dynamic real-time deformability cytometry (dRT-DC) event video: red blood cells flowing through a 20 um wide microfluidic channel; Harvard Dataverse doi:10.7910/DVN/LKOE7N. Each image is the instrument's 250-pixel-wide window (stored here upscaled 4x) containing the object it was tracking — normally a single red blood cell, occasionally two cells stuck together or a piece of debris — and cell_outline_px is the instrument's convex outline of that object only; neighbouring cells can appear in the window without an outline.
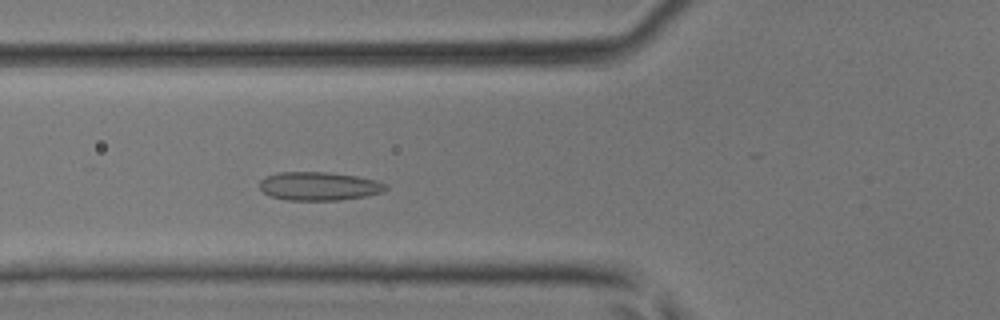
{"species": "common noctule bat (a hibernating species)", "species_latin": "Nyctalus noctula", "temperature_condition": "room temperature", "stored_images_in_passage": 41, "camera_frame_rate_fps": 3000, "um_per_image_px": 0.085, "animal": {"sex": "male", "body_mass_g": 17.9, "forearm_length_mm": 54.2}, "frame": {"image": 1, "passage_image": 13, "time_ms": 4.0, "image_size_px": [1000, 320], "cell_outline_px": [[388, 188], [380, 192], [364, 196], [340, 200], [284, 200], [272, 196], [264, 192], [260, 188], [260, 180], [264, 176], [276, 172], [328, 172], [356, 176], [376, 180], [388, 184]], "centroid_in_image_um": [27.09, 15.81], "position_along_channel_um": 98.7, "area_um2": 20.98}}
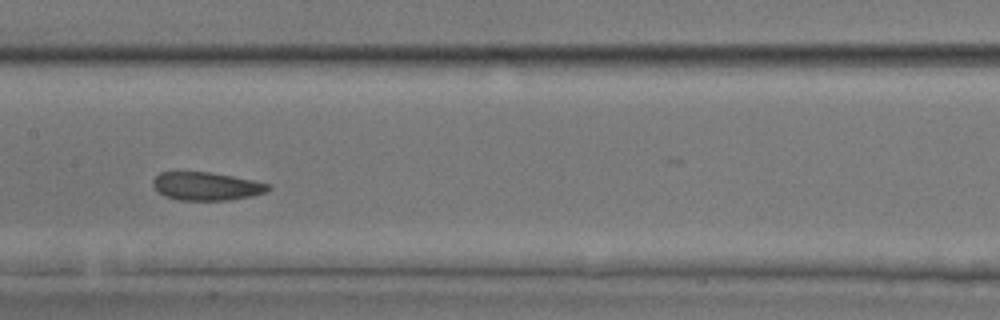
{"frame": {"image": 2, "passage_image": 19, "time_ms": 6.0, "image_size_px": [1000, 320], "cell_outline_px": [[272, 188], [264, 192], [252, 196], [228, 200], [180, 200], [164, 196], [152, 184], [152, 180], [160, 172], [212, 172], [252, 180], [268, 184]], "centroid_in_image_um": [17.53, 15.83], "position_along_channel_um": 189.9, "area_um2": 18.79}}
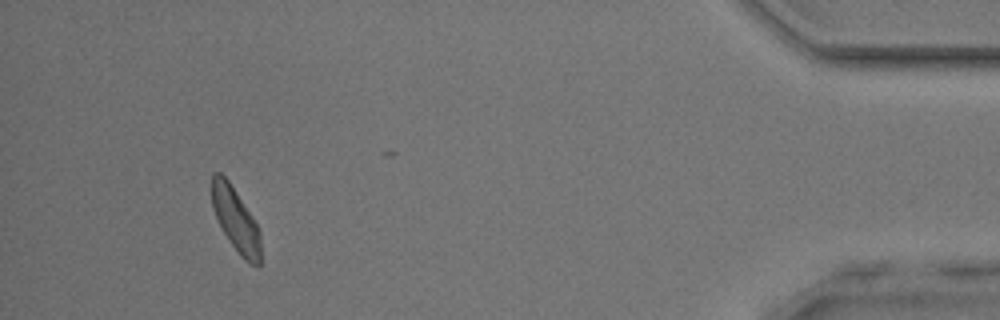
{"frame": {"image": 3, "passage_image": 38, "time_ms": 12.333, "image_size_px": [1000, 320], "cell_outline_px": [[260, 264], [252, 264], [244, 260], [240, 256], [228, 240], [212, 208], [212, 172], [220, 172], [228, 180], [252, 216], [260, 232]], "centroid_in_image_um": [20.02, 18.67], "position_along_channel_um": 415.2, "area_um2": 17.86}}